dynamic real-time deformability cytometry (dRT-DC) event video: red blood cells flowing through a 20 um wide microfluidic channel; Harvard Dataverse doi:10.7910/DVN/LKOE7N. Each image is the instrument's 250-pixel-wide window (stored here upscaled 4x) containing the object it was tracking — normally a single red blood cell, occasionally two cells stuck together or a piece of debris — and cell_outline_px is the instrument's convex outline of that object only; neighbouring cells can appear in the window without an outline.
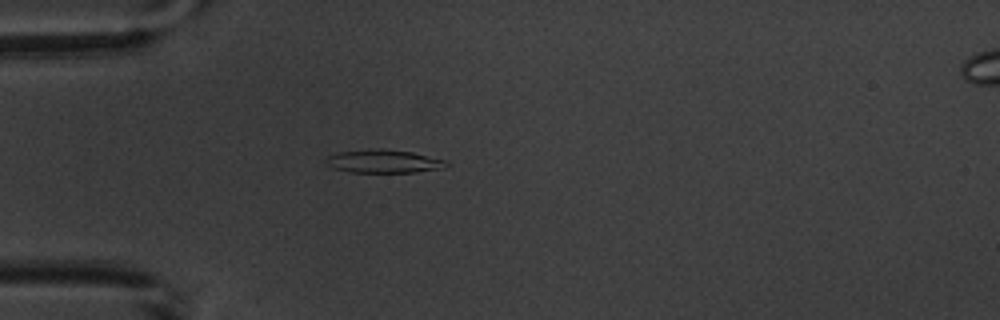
{"species": "common noctule bat (a hibernating species)", "species_latin": "Nyctalus noctula", "temperature_condition": "warm", "stored_images_in_passage": 4, "camera_frame_rate_fps": 3000, "um_per_image_px": 0.085, "animal": {"sex": "male", "body_mass_g": 20.1, "forearm_length_mm": 53.5}, "frame": {"image": 1, "passage_image": 4, "time_ms": 3.333, "image_size_px": [1000, 320], "cell_outline_px": [[448, 164], [444, 168], [416, 172], [352, 172], [332, 168], [324, 164], [324, 160], [328, 156], [340, 152], [412, 152], [444, 160]], "centroid_in_image_um": [32.6, 13.78], "position_along_channel_um": 52.4, "area_um2": 15.14}}